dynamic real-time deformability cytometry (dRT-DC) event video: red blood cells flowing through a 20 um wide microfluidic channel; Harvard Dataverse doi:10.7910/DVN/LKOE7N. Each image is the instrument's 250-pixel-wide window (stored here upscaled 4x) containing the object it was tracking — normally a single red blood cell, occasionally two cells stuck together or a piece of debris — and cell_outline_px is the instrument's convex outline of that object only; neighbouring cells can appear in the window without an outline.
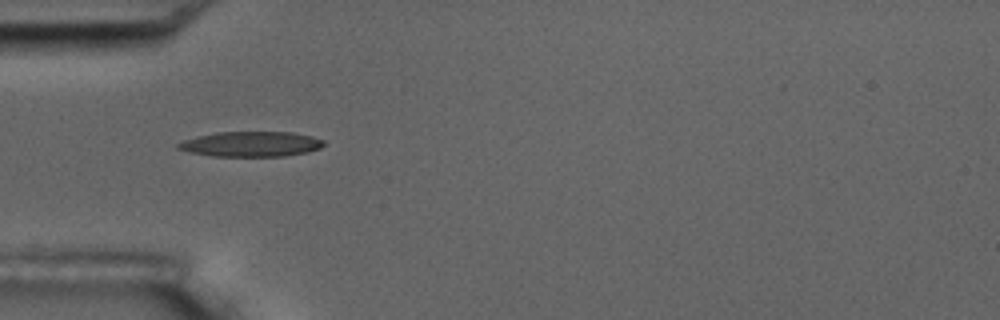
{"species": "common noctule bat (a hibernating species)", "species_latin": "Nyctalus noctula", "temperature_condition": "room temperature", "stored_images_in_passage": 1, "camera_frame_rate_fps": 3000, "um_per_image_px": 0.085, "animal": {"sex": "male", "body_mass_g": 17.5, "forearm_length_mm": 52.3}, "frame": {"image": 1, "passage_image": 1, "time_ms": 0.0, "image_size_px": [1000, 320], "cell_outline_px": [[324, 144], [320, 148], [308, 152], [284, 156], [212, 156], [188, 152], [176, 148], [176, 144], [184, 140], [196, 136], [216, 132], [292, 132], [312, 136], [324, 140]], "centroid_in_image_um": [21.32, 12.24], "position_along_channel_um": 63.7, "area_um2": 21.44}}